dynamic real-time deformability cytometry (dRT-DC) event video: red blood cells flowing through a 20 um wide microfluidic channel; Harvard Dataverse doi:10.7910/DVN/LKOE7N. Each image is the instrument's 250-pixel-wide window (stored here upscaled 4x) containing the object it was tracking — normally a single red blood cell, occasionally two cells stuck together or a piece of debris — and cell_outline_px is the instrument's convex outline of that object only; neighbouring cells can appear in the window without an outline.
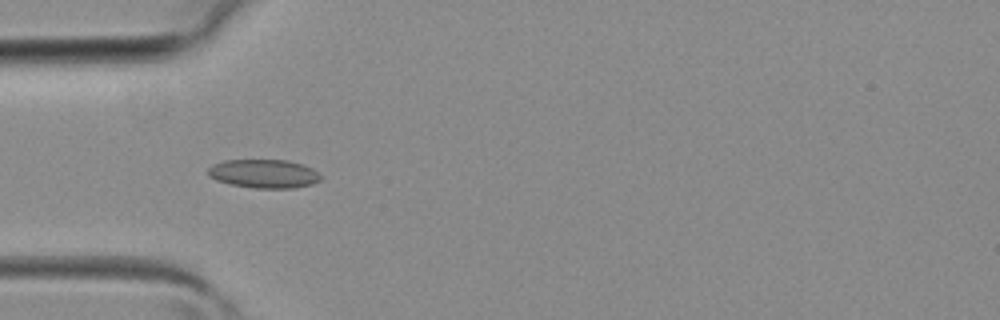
{"species": "common noctule bat (a hibernating species)", "species_latin": "Nyctalus noctula", "temperature_condition": "room temperature", "stored_images_in_passage": 2, "camera_frame_rate_fps": 3000, "um_per_image_px": 0.085, "animal": {"sex": "female", "body_mass_g": 19.3, "forearm_length_mm": 54.1}, "frame": {"image": 1, "passage_image": 2, "time_ms": 0.333, "image_size_px": [1000, 320], "cell_outline_px": [[324, 176], [320, 180], [312, 184], [292, 188], [252, 188], [232, 184], [216, 180], [208, 176], [208, 168], [212, 164], [224, 160], [288, 160], [312, 168]], "centroid_in_image_um": [22.44, 14.76], "position_along_channel_um": 62.6, "area_um2": 18.9}}